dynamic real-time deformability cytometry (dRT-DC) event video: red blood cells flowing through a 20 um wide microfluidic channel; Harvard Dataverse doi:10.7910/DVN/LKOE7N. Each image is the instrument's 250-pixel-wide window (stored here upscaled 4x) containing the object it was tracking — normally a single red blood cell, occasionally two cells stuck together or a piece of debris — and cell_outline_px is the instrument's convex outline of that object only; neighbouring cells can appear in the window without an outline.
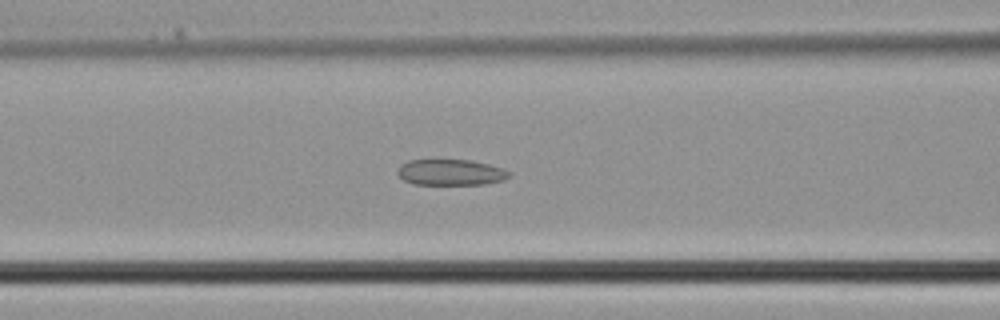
{"species": "common noctule bat (a hibernating species)", "species_latin": "Nyctalus noctula", "temperature_condition": "cold", "stored_images_in_passage": 32, "camera_frame_rate_fps": 3000, "um_per_image_px": 0.085, "animal": {"sex": "male", "body_mass_g": 21.5, "forearm_length_mm": 52.0}, "frame": {"image": 1, "passage_image": 10, "time_ms": 3.0, "image_size_px": [1000, 320], "cell_outline_px": [[512, 172], [504, 180], [484, 184], [412, 184], [404, 180], [396, 172], [400, 164], [408, 160], [472, 160], [504, 168]], "centroid_in_image_um": [38.31, 14.64], "position_along_channel_um": 128.3, "area_um2": 16.94}}
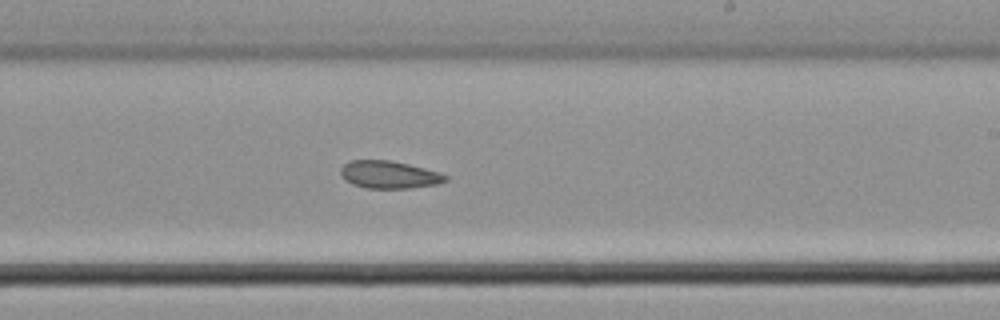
{"frame": {"image": 2, "passage_image": 17, "time_ms": 5.333, "image_size_px": [1000, 320], "cell_outline_px": [[448, 180], [440, 184], [408, 188], [364, 188], [352, 184], [344, 180], [340, 172], [340, 168], [344, 164], [352, 160], [388, 160], [408, 164], [440, 172], [448, 176]], "centroid_in_image_um": [33.08, 14.85], "position_along_channel_um": 255.9, "area_um2": 16.94}}
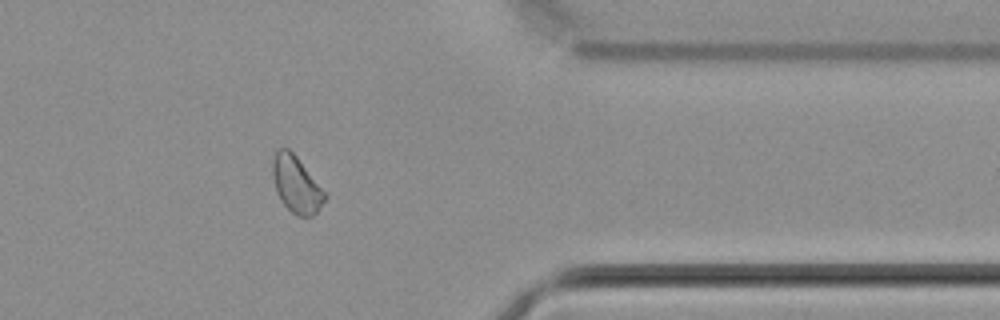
{"frame": {"image": 3, "passage_image": 25, "time_ms": 8.0, "image_size_px": [1000, 320], "cell_outline_px": [[328, 196], [316, 212], [312, 216], [300, 216], [292, 212], [280, 200], [276, 192], [272, 172], [272, 160], [276, 148], [288, 148], [296, 156]], "centroid_in_image_um": [25.15, 15.66], "position_along_channel_um": 386.2, "area_um2": 16.99}}